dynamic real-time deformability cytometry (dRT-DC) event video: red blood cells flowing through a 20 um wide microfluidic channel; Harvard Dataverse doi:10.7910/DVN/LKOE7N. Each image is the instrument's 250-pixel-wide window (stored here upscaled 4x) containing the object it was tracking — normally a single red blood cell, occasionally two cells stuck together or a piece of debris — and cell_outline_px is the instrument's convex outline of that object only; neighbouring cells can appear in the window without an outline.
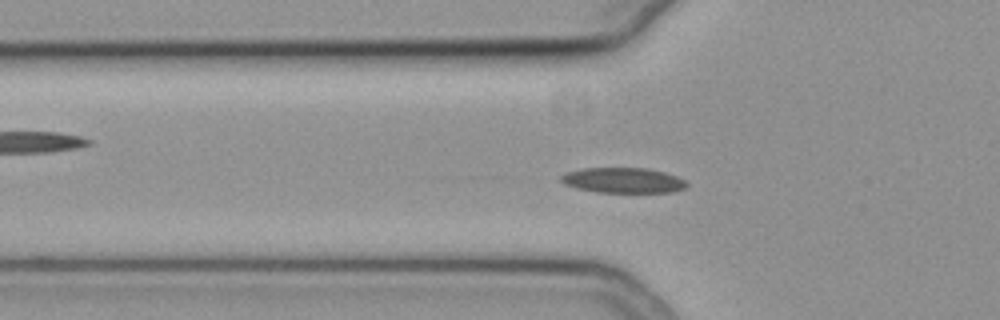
{"species": "common noctule bat (a hibernating species)", "species_latin": "Nyctalus noctula", "temperature_condition": "cold", "stored_images_in_passage": 35, "camera_frame_rate_fps": 3000, "um_per_image_px": 0.085, "animal": {"sex": "female", "body_mass_g": 19.3, "forearm_length_mm": 54.1}, "frame": {"image": 1, "passage_image": 7, "time_ms": 2.0, "image_size_px": [1000, 320], "cell_outline_px": [[688, 184], [684, 188], [672, 192], [596, 192], [576, 188], [564, 184], [560, 180], [560, 176], [564, 172], [584, 168], [644, 168], [664, 172], [676, 176], [684, 180]], "centroid_in_image_um": [52.91, 15.32], "position_along_channel_um": 72.9, "area_um2": 18.5}}
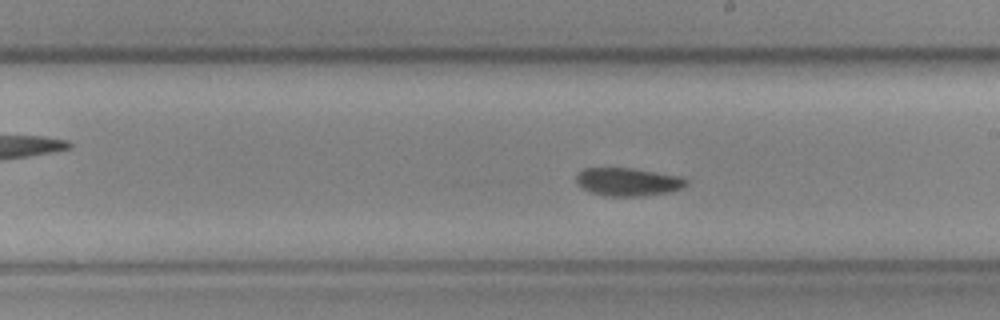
{"frame": {"image": 2, "passage_image": 20, "time_ms": 6.333, "image_size_px": [1000, 320], "cell_outline_px": [[688, 184], [684, 188], [672, 192], [644, 196], [604, 196], [592, 192], [576, 184], [576, 176], [584, 168], [632, 168], [680, 176], [688, 180]], "centroid_in_image_um": [53.43, 15.47], "position_along_channel_um": 235.6, "area_um2": 18.15}}
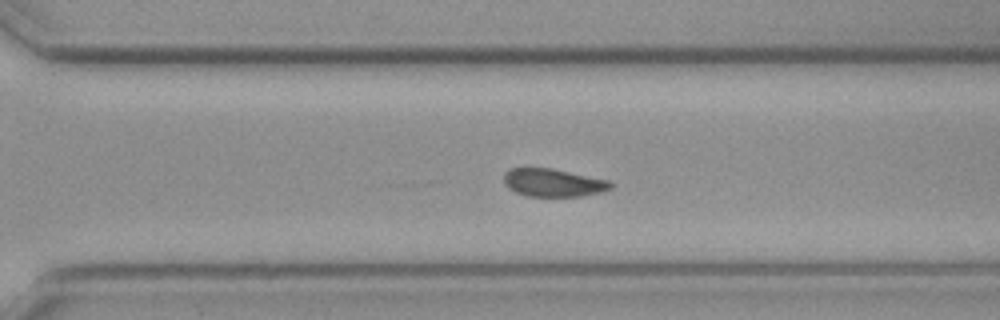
{"frame": {"image": 3, "passage_image": 27, "time_ms": 8.667, "image_size_px": [1000, 320], "cell_outline_px": [[612, 188], [600, 192], [580, 196], [528, 196], [516, 192], [508, 188], [504, 184], [504, 172], [508, 168], [524, 164], [552, 168], [608, 180], [612, 184]], "centroid_in_image_um": [46.91, 15.47], "position_along_channel_um": 323.7, "area_um2": 17.98}}